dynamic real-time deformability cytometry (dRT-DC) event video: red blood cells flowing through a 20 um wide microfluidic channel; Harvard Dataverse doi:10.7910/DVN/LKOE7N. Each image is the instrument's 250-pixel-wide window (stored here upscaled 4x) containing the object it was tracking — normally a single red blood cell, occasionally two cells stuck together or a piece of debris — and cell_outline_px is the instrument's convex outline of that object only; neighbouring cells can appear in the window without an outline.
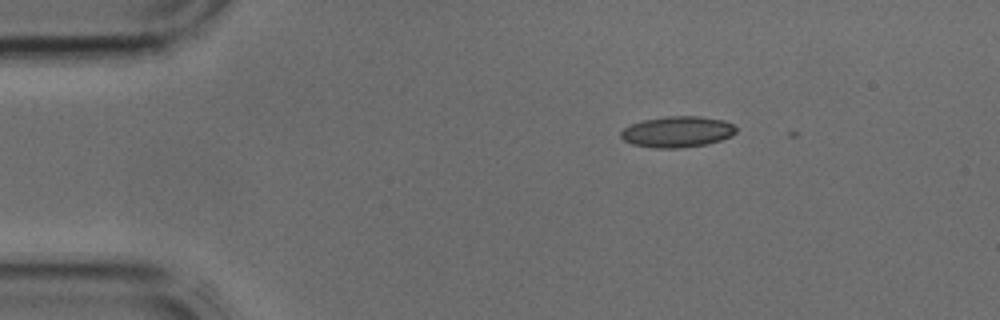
{"species": "common noctule bat (a hibernating species)", "species_latin": "Nyctalus noctula", "temperature_condition": "cold", "stored_images_in_passage": 4, "segment_of_instrument_passage": [2, 2], "camera_frame_rate_fps": 3000, "um_per_image_px": 0.085, "animal": {"sex": "male", "body_mass_g": 17.9, "forearm_length_mm": 54.2}, "frame": {"image": 1, "passage_image": 4, "time_ms": 1.0, "image_size_px": [1000, 320], "cell_outline_px": [[736, 132], [732, 136], [720, 140], [704, 144], [676, 148], [656, 148], [632, 144], [624, 140], [620, 136], [620, 132], [624, 128], [632, 124], [644, 120], [664, 116], [700, 116], [724, 120], [732, 124], [736, 128]], "centroid_in_image_um": [57.57, 11.19], "position_along_channel_um": 27.4, "area_um2": 20.69}}